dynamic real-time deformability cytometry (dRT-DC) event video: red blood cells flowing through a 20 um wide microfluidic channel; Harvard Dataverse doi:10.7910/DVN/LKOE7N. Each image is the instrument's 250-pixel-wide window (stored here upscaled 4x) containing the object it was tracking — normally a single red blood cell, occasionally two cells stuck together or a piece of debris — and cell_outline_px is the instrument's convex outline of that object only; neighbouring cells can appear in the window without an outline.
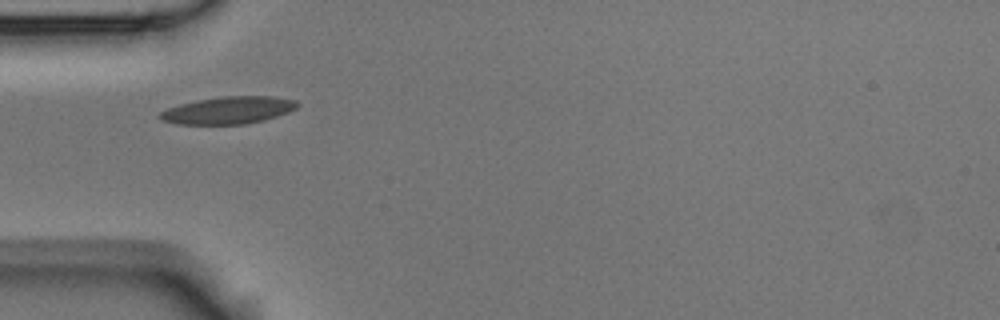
{"species": "Egyptian fruit bat (a non-hibernating species)", "species_latin": "Rousettus aegyptiacus", "temperature_condition": "room temperature", "stored_images_in_passage": 4, "camera_frame_rate_fps": 3000, "um_per_image_px": 0.085, "animal": {"sex": "male"}, "frame": {"image": 1, "passage_image": 1, "time_ms": 0.0, "image_size_px": [1000, 320], "cell_outline_px": [[300, 104], [296, 108], [288, 112], [264, 120], [244, 124], [176, 124], [160, 120], [156, 116], [160, 112], [168, 108], [180, 104], [196, 100], [224, 96], [272, 96], [296, 100]], "centroid_in_image_um": [19.38, 9.37], "position_along_channel_um": 65.6, "area_um2": 21.91}}
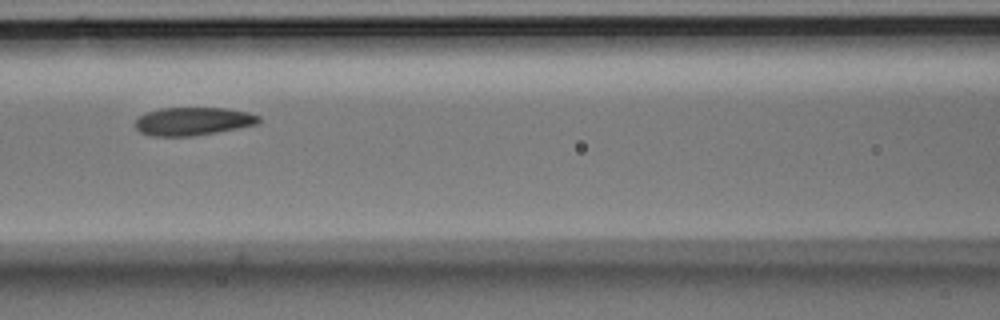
{"frame": {"image": 2, "passage_image": 3, "time_ms": 0.667, "image_size_px": [1000, 320], "cell_outline_px": [[260, 124], [216, 132], [192, 136], [152, 136], [140, 132], [136, 128], [136, 120], [140, 116], [148, 112], [160, 108], [228, 108], [248, 112], [260, 116]], "centroid_in_image_um": [16.44, 10.31], "position_along_channel_um": 150.2, "area_um2": 20.23}}
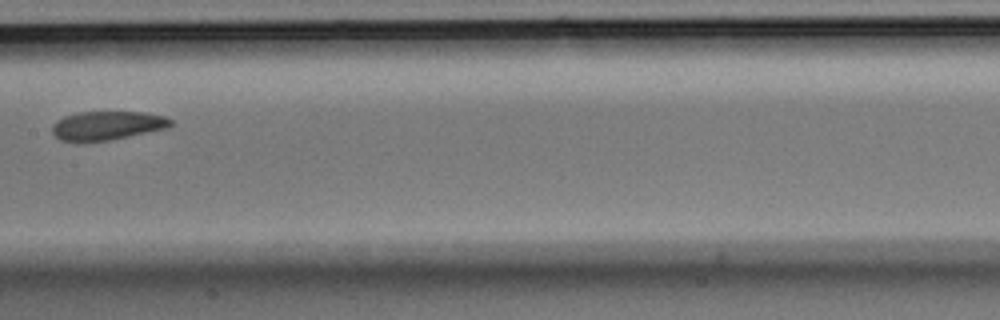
{"frame": {"image": 3, "passage_image": 4, "time_ms": 1.0, "image_size_px": [1000, 320], "cell_outline_px": [[172, 124], [168, 128], [108, 140], [60, 140], [52, 132], [52, 124], [56, 120], [64, 116], [76, 112], [144, 112], [164, 116], [172, 120]], "centroid_in_image_um": [9.11, 10.64], "position_along_channel_um": 198.3, "area_um2": 19.59}}